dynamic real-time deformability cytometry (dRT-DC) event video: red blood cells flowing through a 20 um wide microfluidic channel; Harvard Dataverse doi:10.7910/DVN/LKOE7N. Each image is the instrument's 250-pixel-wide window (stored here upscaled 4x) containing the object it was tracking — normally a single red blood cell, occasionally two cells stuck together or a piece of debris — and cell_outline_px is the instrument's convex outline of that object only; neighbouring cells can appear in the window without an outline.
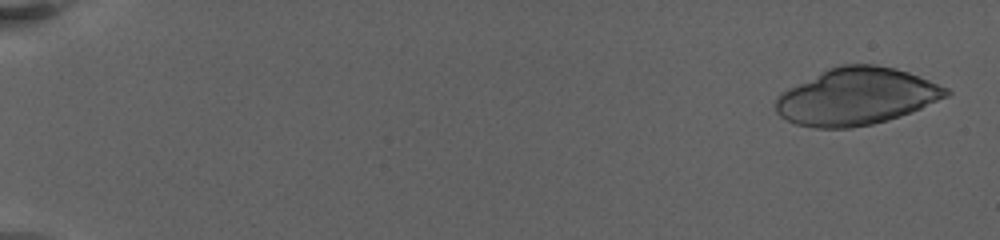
{"species": "human", "species_latin": "Homo sapiens", "temperature_condition": "warm", "stored_images_in_passage": 32, "camera_frame_rate_fps": 3000, "um_per_image_px": 0.085, "donor": {"sex": "female"}, "frame": {"image": 1, "passage_image": 5, "time_ms": 0.667, "image_size_px": [1000, 240], "cell_outline_px": [[952, 92], [948, 96], [920, 108], [900, 116], [872, 124], [852, 128], [816, 128], [796, 124], [780, 116], [776, 112], [776, 100], [780, 92], [828, 68], [840, 64], [872, 64], [892, 68], [908, 72], [948, 88]], "centroid_in_image_um": [72.78, 8.2], "position_along_channel_um": 12.2, "area_um2": 56.3}}